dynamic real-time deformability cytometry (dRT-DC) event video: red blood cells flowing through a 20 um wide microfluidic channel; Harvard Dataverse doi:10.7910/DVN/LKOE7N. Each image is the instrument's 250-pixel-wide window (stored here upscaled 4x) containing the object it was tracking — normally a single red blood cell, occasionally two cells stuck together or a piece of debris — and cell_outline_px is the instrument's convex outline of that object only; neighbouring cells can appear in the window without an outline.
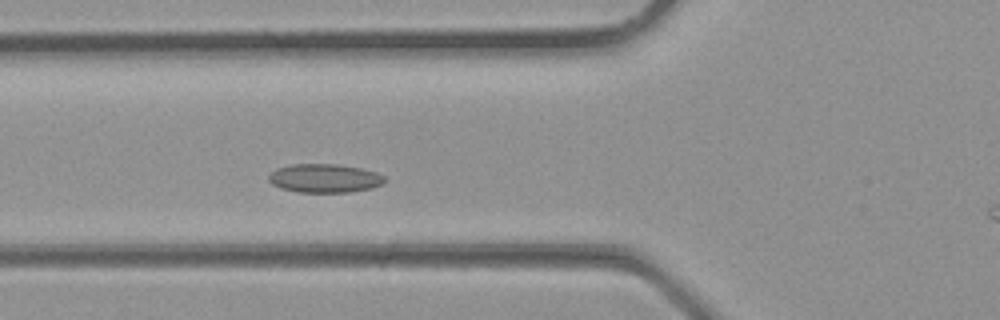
{"species": "common noctule bat (a hibernating species)", "species_latin": "Nyctalus noctula", "temperature_condition": "room temperature", "stored_images_in_passage": 27, "camera_frame_rate_fps": 3000, "um_per_image_px": 0.085, "animal": {"sex": "male", "body_mass_g": 23.1, "forearm_length_mm": 52.7}, "frame": {"image": 1, "passage_image": 5, "time_ms": 1.333, "image_size_px": [1000, 320], "cell_outline_px": [[384, 180], [380, 184], [372, 188], [348, 192], [296, 192], [280, 188], [272, 184], [268, 180], [268, 176], [276, 168], [292, 164], [340, 164], [360, 168], [376, 172], [384, 176]], "centroid_in_image_um": [27.55, 15.15], "position_along_channel_um": 98.3, "area_um2": 19.36}}
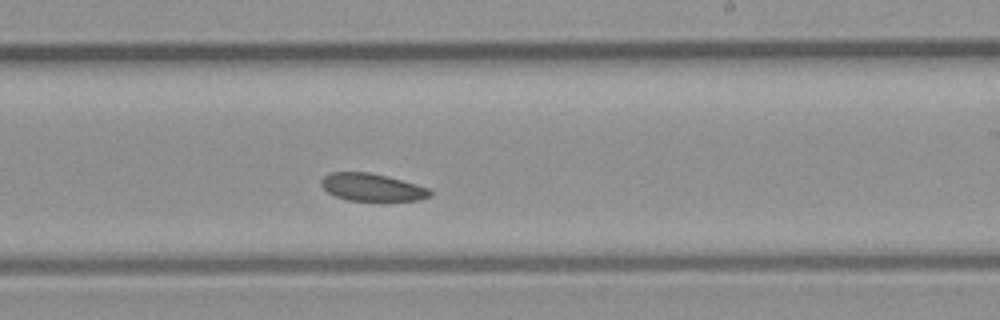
{"frame": {"image": 2, "passage_image": 13, "time_ms": 4.0, "image_size_px": [1000, 320], "cell_outline_px": [[432, 196], [420, 200], [348, 200], [336, 196], [328, 192], [320, 184], [320, 180], [324, 176], [332, 172], [368, 172], [388, 176], [416, 184], [428, 188], [432, 192]], "centroid_in_image_um": [31.63, 15.91], "position_along_channel_um": 257.4, "area_um2": 17.34}}
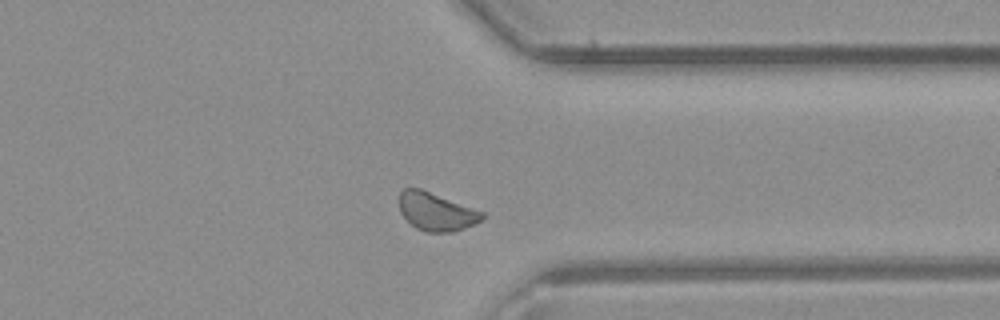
{"frame": {"image": 3, "passage_image": 19, "time_ms": 6.0, "image_size_px": [1000, 320], "cell_outline_px": [[484, 216], [480, 220], [464, 228], [452, 232], [428, 232], [416, 228], [400, 212], [400, 192], [404, 188], [420, 188], [484, 212]], "centroid_in_image_um": [37.06, 17.98], "position_along_channel_um": 374.3, "area_um2": 18.03}}